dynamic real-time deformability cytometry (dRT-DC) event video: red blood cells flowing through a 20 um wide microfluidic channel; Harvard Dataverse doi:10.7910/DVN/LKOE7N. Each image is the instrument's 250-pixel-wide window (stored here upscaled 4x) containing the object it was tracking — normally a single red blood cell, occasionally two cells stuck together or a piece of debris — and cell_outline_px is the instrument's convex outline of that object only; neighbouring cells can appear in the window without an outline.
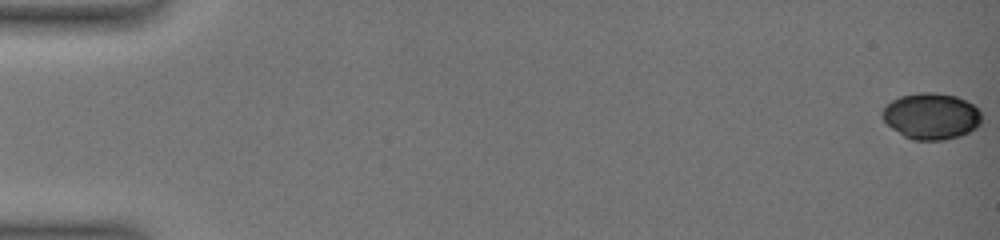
{"species": "common noctule bat (a hibernating species)", "species_latin": "Nyctalus noctula", "temperature_condition": "warm", "stored_images_in_passage": 13, "camera_frame_rate_fps": 3000, "um_per_image_px": 0.085, "animal": {"sex": "female", "body_mass_g": 19.0, "forearm_length_mm": 51.5}, "frame": {"image": 1, "passage_image": 1, "time_ms": 0.0, "image_size_px": [1000, 240], "cell_outline_px": [[980, 124], [976, 128], [960, 136], [944, 140], [912, 140], [904, 136], [892, 128], [884, 120], [884, 108], [892, 100], [900, 96], [920, 92], [932, 92], [956, 96], [972, 104], [980, 112]], "centroid_in_image_um": [79.17, 9.88], "position_along_channel_um": 5.8, "area_um2": 26.47}}
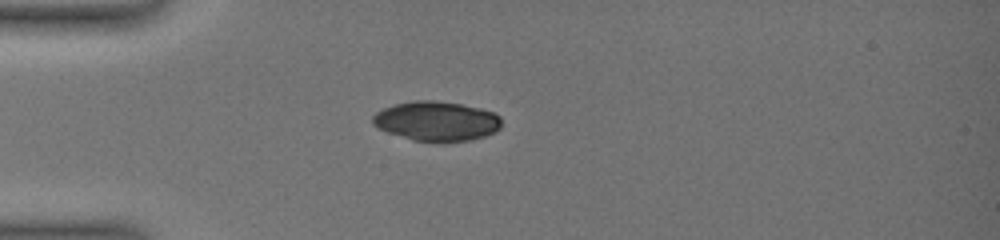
{"frame": {"image": 2, "passage_image": 10, "time_ms": 5.667, "image_size_px": [1000, 240], "cell_outline_px": [[500, 128], [496, 132], [472, 140], [444, 144], [440, 144], [412, 140], [388, 132], [372, 124], [372, 116], [376, 112], [384, 108], [396, 104], [412, 100], [432, 100], [460, 104], [480, 108], [492, 112], [500, 116]], "centroid_in_image_um": [37.11, 10.33], "position_along_channel_um": 47.9, "area_um2": 30.17}}
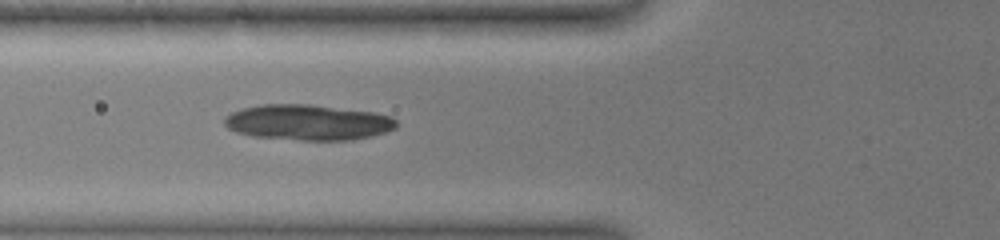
{"frame": {"image": 3, "passage_image": 13, "time_ms": 7.667, "image_size_px": [1000, 240], "cell_outline_px": [[396, 128], [372, 136], [352, 140], [300, 140], [252, 136], [236, 132], [228, 128], [224, 124], [224, 116], [240, 108], [260, 104], [312, 104], [376, 112], [392, 116], [396, 120]], "centroid_in_image_um": [26.17, 10.39], "position_along_channel_um": 99.6, "area_um2": 36.07}}